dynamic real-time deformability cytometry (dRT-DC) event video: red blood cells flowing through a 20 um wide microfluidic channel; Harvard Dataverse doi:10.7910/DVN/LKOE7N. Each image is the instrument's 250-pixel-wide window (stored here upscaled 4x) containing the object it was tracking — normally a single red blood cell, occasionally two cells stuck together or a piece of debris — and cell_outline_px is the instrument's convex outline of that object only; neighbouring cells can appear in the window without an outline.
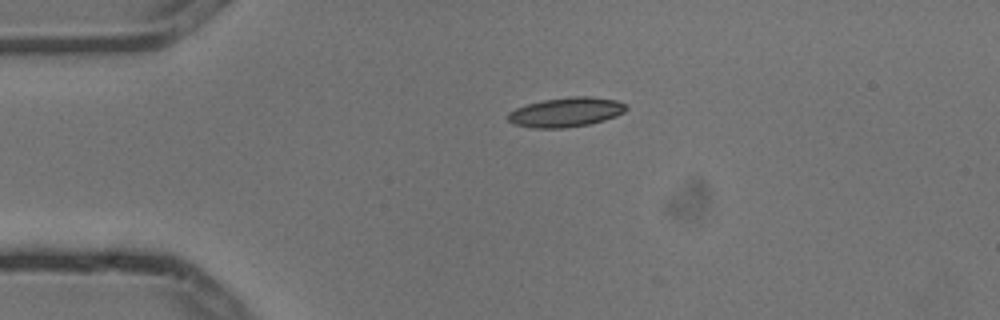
{"species": "common noctule bat (a hibernating species)", "species_latin": "Nyctalus noctula", "temperature_condition": "cold", "stored_images_in_passage": 2, "camera_frame_rate_fps": 3000, "um_per_image_px": 0.085, "animal": {"sex": "male", "body_mass_g": 13.3}, "frame": {"image": 1, "passage_image": 1, "time_ms": 0.0, "image_size_px": [1000, 320], "cell_outline_px": [[628, 108], [624, 112], [616, 116], [604, 120], [588, 124], [564, 128], [532, 128], [512, 124], [508, 120], [508, 112], [516, 108], [528, 104], [544, 100], [572, 96], [592, 96], [616, 100], [628, 104]], "centroid_in_image_um": [48.13, 9.53], "position_along_channel_um": 36.9, "area_um2": 20.4}}